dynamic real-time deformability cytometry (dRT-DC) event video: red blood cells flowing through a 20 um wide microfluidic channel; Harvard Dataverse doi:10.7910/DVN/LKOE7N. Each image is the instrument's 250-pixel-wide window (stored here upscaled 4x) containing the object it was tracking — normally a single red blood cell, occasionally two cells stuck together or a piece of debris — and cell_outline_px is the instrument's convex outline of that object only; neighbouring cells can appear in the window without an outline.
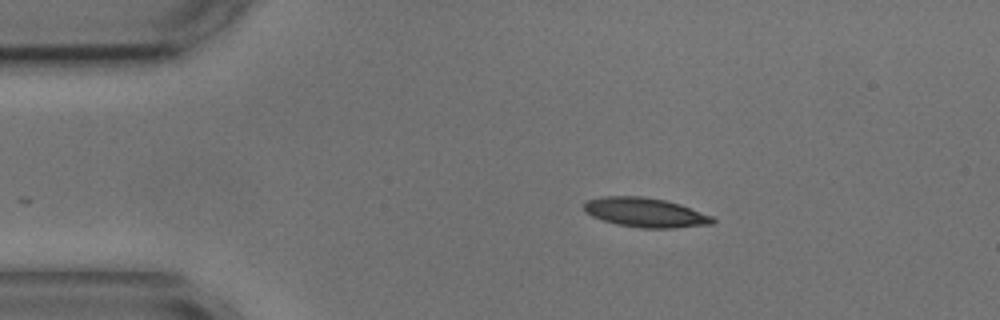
{"species": "common noctule bat (a hibernating species)", "species_latin": "Nyctalus noctula", "temperature_condition": "cold", "stored_images_in_passage": 46, "camera_frame_rate_fps": 3000, "um_per_image_px": 0.085, "animal": {"sex": "male", "body_mass_g": 17.9, "forearm_length_mm": 54.2}, "frame": {"image": 1, "passage_image": 1, "time_ms": 0.0, "image_size_px": [1000, 320], "cell_outline_px": [[716, 220], [712, 224], [676, 228], [640, 228], [616, 224], [592, 216], [584, 212], [584, 200], [604, 196], [644, 196], [664, 200], [680, 204], [712, 216]], "centroid_in_image_um": [54.83, 18.06], "position_along_channel_um": 30.2, "area_um2": 22.14}}
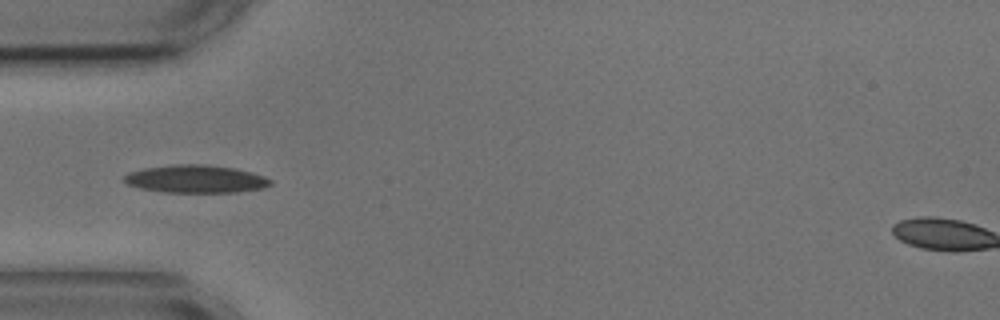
{"frame": {"image": 2, "passage_image": 8, "time_ms": 2.333, "image_size_px": [1000, 320], "cell_outline_px": [[272, 184], [264, 188], [236, 192], [164, 192], [140, 188], [128, 184], [124, 180], [124, 176], [128, 172], [144, 168], [176, 164], [204, 164], [232, 168], [252, 172], [264, 176], [272, 180]], "centroid_in_image_um": [16.65, 15.21], "position_along_channel_um": 68.3, "area_um2": 23.64}}
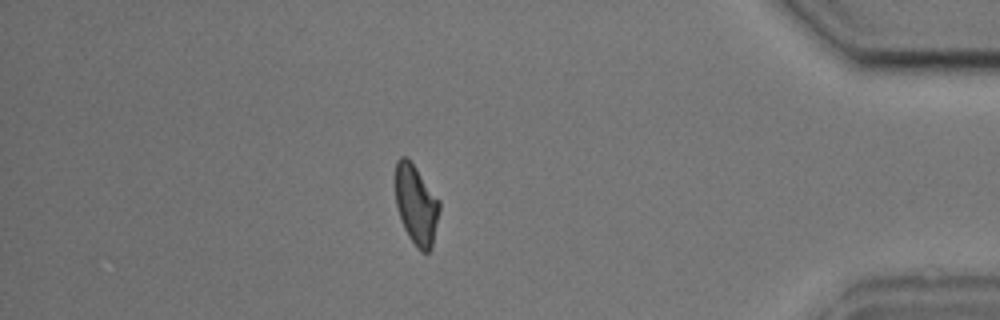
{"frame": {"image": 3, "passage_image": 39, "time_ms": 12.667, "image_size_px": [1000, 320], "cell_outline_px": [[440, 208], [432, 248], [428, 252], [420, 252], [416, 248], [408, 236], [404, 228], [396, 204], [396, 160], [400, 156], [404, 156], [416, 168], [440, 200]], "centroid_in_image_um": [35.39, 17.44], "position_along_channel_um": 399.8, "area_um2": 20.35}, "authors_computed_cell_mechanics": {"area_um2": 21.386, "velocity_mm_per_s": 3.5877, "shape_relaxation_time_tau1_ms": 6.5879, "shape_relaxation_time_tau2_ms": 5.8735, "deformation_change_tau1": 0.1597, "deformation_change_tau2": 0.1304}}